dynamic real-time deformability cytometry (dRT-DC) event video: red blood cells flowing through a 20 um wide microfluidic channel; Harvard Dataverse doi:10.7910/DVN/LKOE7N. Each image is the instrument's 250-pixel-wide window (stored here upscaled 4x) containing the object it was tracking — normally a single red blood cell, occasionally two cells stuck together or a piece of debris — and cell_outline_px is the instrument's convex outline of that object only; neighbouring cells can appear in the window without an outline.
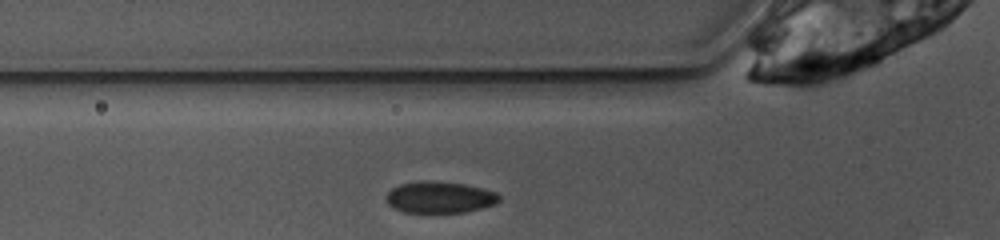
{"species": "common noctule bat (a hibernating species)", "species_latin": "Nyctalus noctula", "temperature_condition": "warm", "stored_images_in_passage": 7, "camera_frame_rate_fps": 3000, "um_per_image_px": 0.085, "animal": {"sex": "female", "body_mass_g": 10.0, "forearm_length_mm": 53.1}, "frame": {"image": 1, "passage_image": 2, "time_ms": 0.333, "image_size_px": [1000, 240], "cell_outline_px": [[500, 200], [496, 204], [464, 212], [404, 212], [388, 204], [384, 196], [392, 188], [400, 184], [464, 184], [496, 192], [500, 196]], "centroid_in_image_um": [37.4, 16.82], "position_along_channel_um": 88.4, "area_um2": 19.65}}
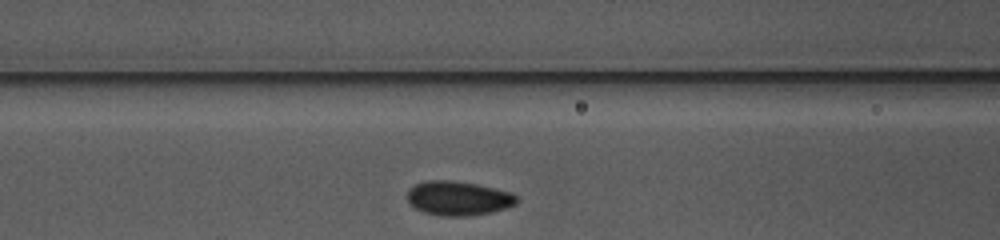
{"frame": {"image": 2, "passage_image": 5, "time_ms": 1.333, "image_size_px": [1000, 240], "cell_outline_px": [[520, 200], [516, 204], [492, 212], [468, 216], [440, 216], [424, 212], [408, 204], [408, 188], [424, 180], [452, 180], [476, 184], [512, 192], [520, 196]], "centroid_in_image_um": [38.97, 16.85], "position_along_channel_um": 127.6, "area_um2": 22.14}}